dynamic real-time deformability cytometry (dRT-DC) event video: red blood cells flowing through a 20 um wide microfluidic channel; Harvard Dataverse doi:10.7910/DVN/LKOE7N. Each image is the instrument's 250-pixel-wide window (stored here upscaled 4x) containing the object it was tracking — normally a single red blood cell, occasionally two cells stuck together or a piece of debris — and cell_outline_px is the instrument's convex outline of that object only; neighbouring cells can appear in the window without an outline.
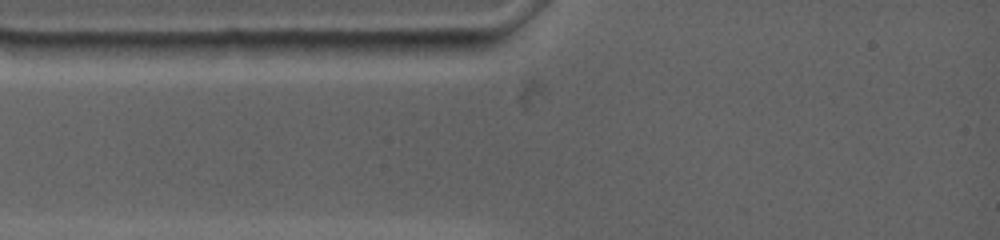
{"species": "common noctule bat (a hibernating species)", "species_latin": "Nyctalus noctula", "temperature_condition": "warm", "stored_images_in_passage": 2, "camera_frame_rate_fps": 4500, "um_per_image_px": 0.085, "animal": {"sex": "female", "body_mass_g": 19.0, "forearm_length_mm": 53.3}, "frame": {"image": 1, "passage_image": 1, "time_ms": 0.0, "image_size_px": [1000, 240], "cell_outline_px": [[480, 48], [476, 56], [416, 56], [388, 52], [380, 40], [480, 40]], "centroid_in_image_um": [36.83, 4.04], "position_along_channel_um": 48.2, "area_um2": 10.46}}